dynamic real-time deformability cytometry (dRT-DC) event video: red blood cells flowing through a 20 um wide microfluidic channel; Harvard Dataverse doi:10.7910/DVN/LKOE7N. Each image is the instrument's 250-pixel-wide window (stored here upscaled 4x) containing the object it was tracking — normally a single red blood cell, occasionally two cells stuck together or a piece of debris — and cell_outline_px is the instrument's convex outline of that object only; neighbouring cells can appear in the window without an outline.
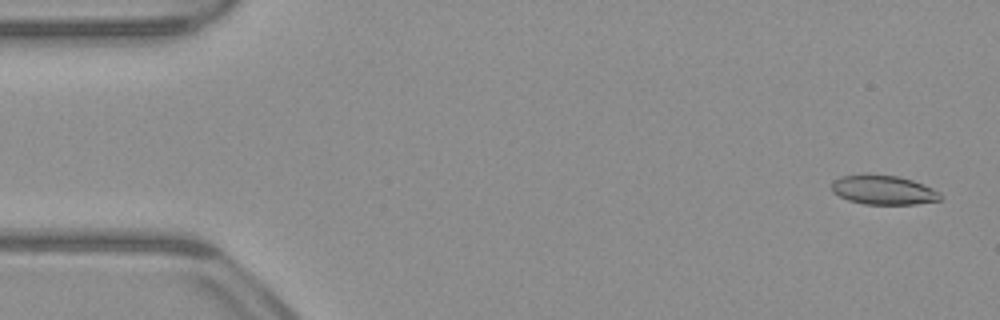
{"species": "common noctule bat (a hibernating species)", "species_latin": "Nyctalus noctula", "temperature_condition": "warm", "stored_images_in_passage": 52, "camera_frame_rate_fps": 3000, "um_per_image_px": 0.085, "animal": {"sex": "male", "body_mass_g": 23.1, "forearm_length_mm": 52.7}, "frame": {"image": 1, "passage_image": 2, "time_ms": 0.333, "image_size_px": [1000, 320], "cell_outline_px": [[944, 196], [940, 200], [916, 204], [864, 204], [848, 200], [832, 192], [832, 180], [840, 176], [896, 176], [912, 180], [924, 184], [940, 192]], "centroid_in_image_um": [75.13, 16.17], "position_along_channel_um": 9.9, "area_um2": 18.21}}
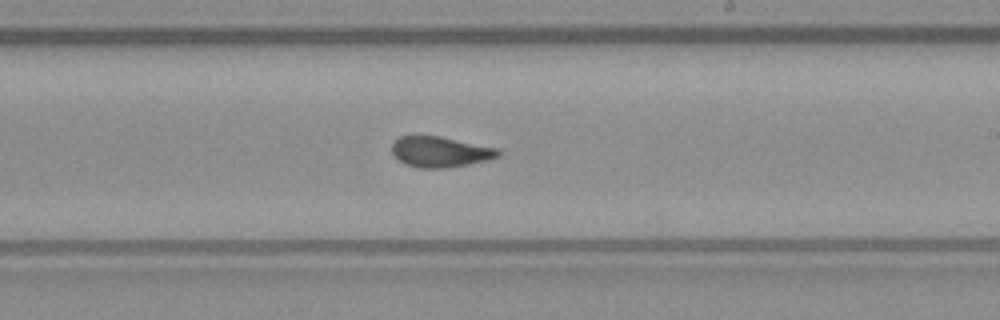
{"frame": {"image": 2, "passage_image": 30, "time_ms": 9.667, "image_size_px": [1000, 320], "cell_outline_px": [[500, 156], [488, 160], [468, 164], [444, 168], [416, 168], [404, 164], [392, 152], [392, 144], [400, 136], [440, 136], [500, 148]], "centroid_in_image_um": [37.45, 12.91], "position_along_channel_um": 251.5, "area_um2": 19.02}}
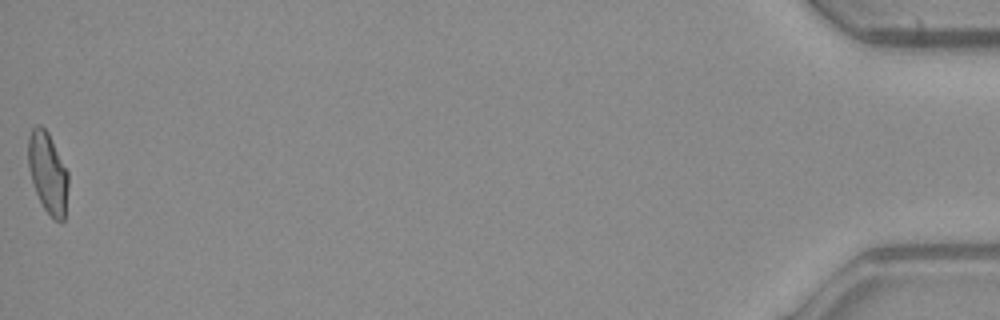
{"frame": {"image": 3, "passage_image": 52, "time_ms": 17.0, "image_size_px": [1000, 320], "cell_outline_px": [[68, 184], [64, 220], [60, 224], [44, 208], [36, 192], [28, 168], [28, 136], [32, 128], [36, 124], [40, 124], [48, 132], [68, 172]], "centroid_in_image_um": [4.06, 14.66], "position_along_channel_um": 431.1, "area_um2": 18.79}, "authors_computed_cell_mechanics": {"area_um2": 19.1896, "velocity_mm_per_s": 3.9505, "shape_relaxation_time_tau1_ms": null, "shape_relaxation_time_tau2_ms": 1.2495, "deformation_change_tau1": null, "deformation_change_tau2": 0.0701}}